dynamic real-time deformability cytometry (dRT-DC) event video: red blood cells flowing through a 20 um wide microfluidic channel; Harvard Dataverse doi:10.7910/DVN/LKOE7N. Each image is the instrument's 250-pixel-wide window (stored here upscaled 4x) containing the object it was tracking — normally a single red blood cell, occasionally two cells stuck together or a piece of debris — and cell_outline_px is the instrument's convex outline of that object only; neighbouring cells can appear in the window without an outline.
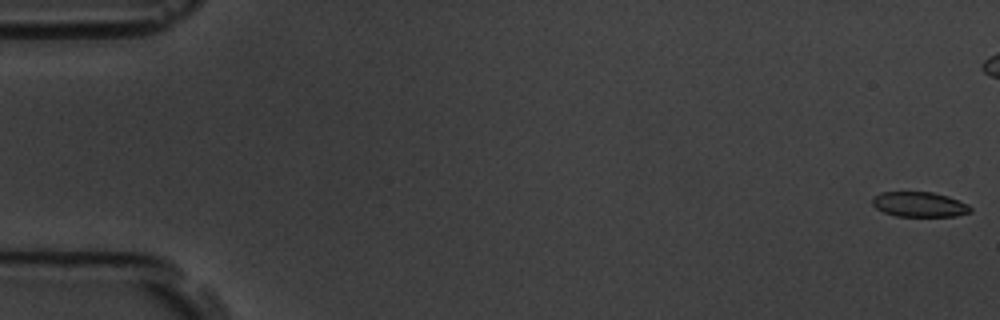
{"species": "common noctule bat (a hibernating species)", "species_latin": "Nyctalus noctula", "temperature_condition": "room temperature", "stored_images_in_passage": 9, "camera_frame_rate_fps": 3000, "um_per_image_px": 0.085, "animal": {"sex": "male", "body_mass_g": 19.5, "forearm_length_mm": 54.6}, "frame": {"image": 1, "passage_image": 1, "time_ms": 0.0, "image_size_px": [1000, 320], "cell_outline_px": [[972, 212], [956, 216], [896, 216], [884, 212], [876, 208], [872, 204], [872, 196], [880, 192], [932, 192], [948, 196], [968, 204], [972, 208]], "centroid_in_image_um": [78.14, 17.37], "position_along_channel_um": 6.9, "area_um2": 14.39}}